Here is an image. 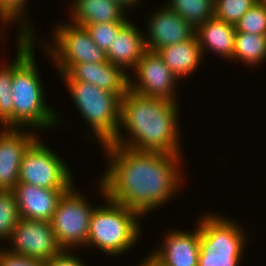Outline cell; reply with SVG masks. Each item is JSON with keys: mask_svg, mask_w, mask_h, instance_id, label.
<instances>
[{"mask_svg": "<svg viewBox=\"0 0 266 266\" xmlns=\"http://www.w3.org/2000/svg\"><path fill=\"white\" fill-rule=\"evenodd\" d=\"M145 22L144 41L149 51L157 52L163 47L190 40L195 35V28L166 5L152 11Z\"/></svg>", "mask_w": 266, "mask_h": 266, "instance_id": "12", "label": "cell"}, {"mask_svg": "<svg viewBox=\"0 0 266 266\" xmlns=\"http://www.w3.org/2000/svg\"><path fill=\"white\" fill-rule=\"evenodd\" d=\"M157 52L179 80L192 75L203 62L201 48L195 35L190 40L163 47Z\"/></svg>", "mask_w": 266, "mask_h": 266, "instance_id": "20", "label": "cell"}, {"mask_svg": "<svg viewBox=\"0 0 266 266\" xmlns=\"http://www.w3.org/2000/svg\"><path fill=\"white\" fill-rule=\"evenodd\" d=\"M97 184L99 194L105 202L92 212L86 247L97 248L107 256H122L135 247L143 233L140 226L141 216L110 200L106 197L100 180Z\"/></svg>", "mask_w": 266, "mask_h": 266, "instance_id": "4", "label": "cell"}, {"mask_svg": "<svg viewBox=\"0 0 266 266\" xmlns=\"http://www.w3.org/2000/svg\"><path fill=\"white\" fill-rule=\"evenodd\" d=\"M25 129L0 128V190H13L19 183L23 154L40 136L35 130Z\"/></svg>", "mask_w": 266, "mask_h": 266, "instance_id": "13", "label": "cell"}, {"mask_svg": "<svg viewBox=\"0 0 266 266\" xmlns=\"http://www.w3.org/2000/svg\"><path fill=\"white\" fill-rule=\"evenodd\" d=\"M132 74L133 77L131 74L128 76L129 90L147 97L178 101L175 89L180 80L166 66L158 52L146 50Z\"/></svg>", "mask_w": 266, "mask_h": 266, "instance_id": "10", "label": "cell"}, {"mask_svg": "<svg viewBox=\"0 0 266 266\" xmlns=\"http://www.w3.org/2000/svg\"><path fill=\"white\" fill-rule=\"evenodd\" d=\"M12 78L13 128L51 130L59 124V112L45 99L42 78L36 63V35H17ZM37 67V68H36ZM32 126V127H31Z\"/></svg>", "mask_w": 266, "mask_h": 266, "instance_id": "3", "label": "cell"}, {"mask_svg": "<svg viewBox=\"0 0 266 266\" xmlns=\"http://www.w3.org/2000/svg\"><path fill=\"white\" fill-rule=\"evenodd\" d=\"M67 22L57 24L51 43L43 44L56 71L66 73L79 63L107 62L106 53L93 42L86 27Z\"/></svg>", "mask_w": 266, "mask_h": 266, "instance_id": "7", "label": "cell"}, {"mask_svg": "<svg viewBox=\"0 0 266 266\" xmlns=\"http://www.w3.org/2000/svg\"><path fill=\"white\" fill-rule=\"evenodd\" d=\"M233 60L249 67L263 64L266 61V35L236 32Z\"/></svg>", "mask_w": 266, "mask_h": 266, "instance_id": "21", "label": "cell"}, {"mask_svg": "<svg viewBox=\"0 0 266 266\" xmlns=\"http://www.w3.org/2000/svg\"><path fill=\"white\" fill-rule=\"evenodd\" d=\"M137 266H160L158 263H156L149 255L142 261V263H138Z\"/></svg>", "mask_w": 266, "mask_h": 266, "instance_id": "32", "label": "cell"}, {"mask_svg": "<svg viewBox=\"0 0 266 266\" xmlns=\"http://www.w3.org/2000/svg\"><path fill=\"white\" fill-rule=\"evenodd\" d=\"M256 3L257 0H215L214 16L235 26Z\"/></svg>", "mask_w": 266, "mask_h": 266, "instance_id": "26", "label": "cell"}, {"mask_svg": "<svg viewBox=\"0 0 266 266\" xmlns=\"http://www.w3.org/2000/svg\"><path fill=\"white\" fill-rule=\"evenodd\" d=\"M71 252V250H62L51 259L45 261V266H87L81 260L82 258H78L77 255L75 256Z\"/></svg>", "mask_w": 266, "mask_h": 266, "instance_id": "30", "label": "cell"}, {"mask_svg": "<svg viewBox=\"0 0 266 266\" xmlns=\"http://www.w3.org/2000/svg\"><path fill=\"white\" fill-rule=\"evenodd\" d=\"M258 3L264 4L266 6V0H257Z\"/></svg>", "mask_w": 266, "mask_h": 266, "instance_id": "33", "label": "cell"}, {"mask_svg": "<svg viewBox=\"0 0 266 266\" xmlns=\"http://www.w3.org/2000/svg\"><path fill=\"white\" fill-rule=\"evenodd\" d=\"M127 22H106L85 25L93 42L105 53L108 51L115 35Z\"/></svg>", "mask_w": 266, "mask_h": 266, "instance_id": "28", "label": "cell"}, {"mask_svg": "<svg viewBox=\"0 0 266 266\" xmlns=\"http://www.w3.org/2000/svg\"><path fill=\"white\" fill-rule=\"evenodd\" d=\"M68 21L85 26L94 23L128 22L127 13L115 0H72Z\"/></svg>", "mask_w": 266, "mask_h": 266, "instance_id": "19", "label": "cell"}, {"mask_svg": "<svg viewBox=\"0 0 266 266\" xmlns=\"http://www.w3.org/2000/svg\"><path fill=\"white\" fill-rule=\"evenodd\" d=\"M212 213V214H211ZM208 212L199 218L200 252L198 266H240L248 235L242 224Z\"/></svg>", "mask_w": 266, "mask_h": 266, "instance_id": "5", "label": "cell"}, {"mask_svg": "<svg viewBox=\"0 0 266 266\" xmlns=\"http://www.w3.org/2000/svg\"><path fill=\"white\" fill-rule=\"evenodd\" d=\"M28 0H0V23L4 26L18 24L19 36L34 35V28L27 15ZM28 20V21H27ZM9 24V25H8Z\"/></svg>", "mask_w": 266, "mask_h": 266, "instance_id": "23", "label": "cell"}, {"mask_svg": "<svg viewBox=\"0 0 266 266\" xmlns=\"http://www.w3.org/2000/svg\"><path fill=\"white\" fill-rule=\"evenodd\" d=\"M7 243L8 246L4 249L10 253L44 262L62 251L57 243L52 224L47 221L21 218Z\"/></svg>", "mask_w": 266, "mask_h": 266, "instance_id": "11", "label": "cell"}, {"mask_svg": "<svg viewBox=\"0 0 266 266\" xmlns=\"http://www.w3.org/2000/svg\"><path fill=\"white\" fill-rule=\"evenodd\" d=\"M0 266H45L42 260L10 253L0 246Z\"/></svg>", "mask_w": 266, "mask_h": 266, "instance_id": "29", "label": "cell"}, {"mask_svg": "<svg viewBox=\"0 0 266 266\" xmlns=\"http://www.w3.org/2000/svg\"><path fill=\"white\" fill-rule=\"evenodd\" d=\"M102 148L108 164L99 180L106 197L142 218L170 202L185 182L181 154L138 151L115 144Z\"/></svg>", "mask_w": 266, "mask_h": 266, "instance_id": "1", "label": "cell"}, {"mask_svg": "<svg viewBox=\"0 0 266 266\" xmlns=\"http://www.w3.org/2000/svg\"><path fill=\"white\" fill-rule=\"evenodd\" d=\"M235 30L266 35V6L258 2L253 5L235 24Z\"/></svg>", "mask_w": 266, "mask_h": 266, "instance_id": "27", "label": "cell"}, {"mask_svg": "<svg viewBox=\"0 0 266 266\" xmlns=\"http://www.w3.org/2000/svg\"><path fill=\"white\" fill-rule=\"evenodd\" d=\"M139 29L129 20L115 35L106 52L107 61L119 67L128 76L146 51L144 34Z\"/></svg>", "mask_w": 266, "mask_h": 266, "instance_id": "17", "label": "cell"}, {"mask_svg": "<svg viewBox=\"0 0 266 266\" xmlns=\"http://www.w3.org/2000/svg\"><path fill=\"white\" fill-rule=\"evenodd\" d=\"M69 95L91 130L92 142L99 146L110 144L118 133L120 124V101L122 96L93 84L64 80Z\"/></svg>", "mask_w": 266, "mask_h": 266, "instance_id": "6", "label": "cell"}, {"mask_svg": "<svg viewBox=\"0 0 266 266\" xmlns=\"http://www.w3.org/2000/svg\"><path fill=\"white\" fill-rule=\"evenodd\" d=\"M63 80L82 81L123 96L128 89V75L109 61L102 63L74 64L66 73H59Z\"/></svg>", "mask_w": 266, "mask_h": 266, "instance_id": "16", "label": "cell"}, {"mask_svg": "<svg viewBox=\"0 0 266 266\" xmlns=\"http://www.w3.org/2000/svg\"><path fill=\"white\" fill-rule=\"evenodd\" d=\"M235 26L216 18H209L195 29V36L201 48L203 58L209 50L227 61H233L235 44Z\"/></svg>", "mask_w": 266, "mask_h": 266, "instance_id": "18", "label": "cell"}, {"mask_svg": "<svg viewBox=\"0 0 266 266\" xmlns=\"http://www.w3.org/2000/svg\"><path fill=\"white\" fill-rule=\"evenodd\" d=\"M0 124L4 128H13V98L12 78L14 73L13 62H0Z\"/></svg>", "mask_w": 266, "mask_h": 266, "instance_id": "24", "label": "cell"}, {"mask_svg": "<svg viewBox=\"0 0 266 266\" xmlns=\"http://www.w3.org/2000/svg\"><path fill=\"white\" fill-rule=\"evenodd\" d=\"M122 8L123 10L127 11L130 10L132 7L139 6V2L142 0H115ZM128 9V10H127Z\"/></svg>", "mask_w": 266, "mask_h": 266, "instance_id": "31", "label": "cell"}, {"mask_svg": "<svg viewBox=\"0 0 266 266\" xmlns=\"http://www.w3.org/2000/svg\"><path fill=\"white\" fill-rule=\"evenodd\" d=\"M13 190H0V241H8L20 220Z\"/></svg>", "mask_w": 266, "mask_h": 266, "instance_id": "25", "label": "cell"}, {"mask_svg": "<svg viewBox=\"0 0 266 266\" xmlns=\"http://www.w3.org/2000/svg\"><path fill=\"white\" fill-rule=\"evenodd\" d=\"M74 186L66 191L60 199L50 221L57 243L62 250L86 247L90 218L96 208L83 195V192Z\"/></svg>", "mask_w": 266, "mask_h": 266, "instance_id": "8", "label": "cell"}, {"mask_svg": "<svg viewBox=\"0 0 266 266\" xmlns=\"http://www.w3.org/2000/svg\"><path fill=\"white\" fill-rule=\"evenodd\" d=\"M69 189H46L18 183L13 192L20 218L50 222L60 199Z\"/></svg>", "mask_w": 266, "mask_h": 266, "instance_id": "15", "label": "cell"}, {"mask_svg": "<svg viewBox=\"0 0 266 266\" xmlns=\"http://www.w3.org/2000/svg\"><path fill=\"white\" fill-rule=\"evenodd\" d=\"M178 105L176 101L147 97L127 89L120 101L118 133L110 144L138 151L183 154Z\"/></svg>", "mask_w": 266, "mask_h": 266, "instance_id": "2", "label": "cell"}, {"mask_svg": "<svg viewBox=\"0 0 266 266\" xmlns=\"http://www.w3.org/2000/svg\"><path fill=\"white\" fill-rule=\"evenodd\" d=\"M165 5L196 29L214 16L215 0H167Z\"/></svg>", "mask_w": 266, "mask_h": 266, "instance_id": "22", "label": "cell"}, {"mask_svg": "<svg viewBox=\"0 0 266 266\" xmlns=\"http://www.w3.org/2000/svg\"><path fill=\"white\" fill-rule=\"evenodd\" d=\"M54 151L39 136L23 154L19 183L46 189H70L75 184L70 166Z\"/></svg>", "mask_w": 266, "mask_h": 266, "instance_id": "9", "label": "cell"}, {"mask_svg": "<svg viewBox=\"0 0 266 266\" xmlns=\"http://www.w3.org/2000/svg\"><path fill=\"white\" fill-rule=\"evenodd\" d=\"M194 227L188 232L181 229L168 231L162 246L148 255L160 266H198L200 228L198 224Z\"/></svg>", "mask_w": 266, "mask_h": 266, "instance_id": "14", "label": "cell"}]
</instances>
